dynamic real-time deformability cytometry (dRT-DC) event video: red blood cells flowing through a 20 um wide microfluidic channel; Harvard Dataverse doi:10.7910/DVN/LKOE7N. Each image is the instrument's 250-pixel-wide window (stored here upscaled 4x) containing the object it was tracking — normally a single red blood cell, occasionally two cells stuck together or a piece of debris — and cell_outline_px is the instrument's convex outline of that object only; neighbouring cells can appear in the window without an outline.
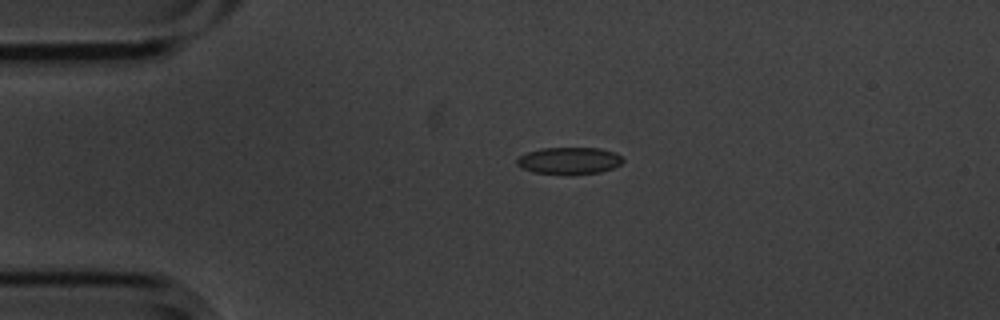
{"species": "common noctule bat (a hibernating species)", "species_latin": "Nyctalus noctula", "temperature_condition": "cold", "stored_images_in_passage": 3, "camera_frame_rate_fps": 3000, "um_per_image_px": 0.085, "animal": {"sex": "male", "body_mass_g": 20.1, "forearm_length_mm": 53.5}, "frame": {"image": 1, "passage_image": 2, "time_ms": 0.333, "image_size_px": [1000, 320], "cell_outline_px": [[624, 160], [620, 164], [612, 168], [600, 172], [568, 176], [532, 172], [516, 164], [516, 160], [520, 156], [528, 152], [540, 148], [600, 148], [616, 152]], "centroid_in_image_um": [48.38, 13.67], "position_along_channel_um": 36.6, "area_um2": 16.94}}